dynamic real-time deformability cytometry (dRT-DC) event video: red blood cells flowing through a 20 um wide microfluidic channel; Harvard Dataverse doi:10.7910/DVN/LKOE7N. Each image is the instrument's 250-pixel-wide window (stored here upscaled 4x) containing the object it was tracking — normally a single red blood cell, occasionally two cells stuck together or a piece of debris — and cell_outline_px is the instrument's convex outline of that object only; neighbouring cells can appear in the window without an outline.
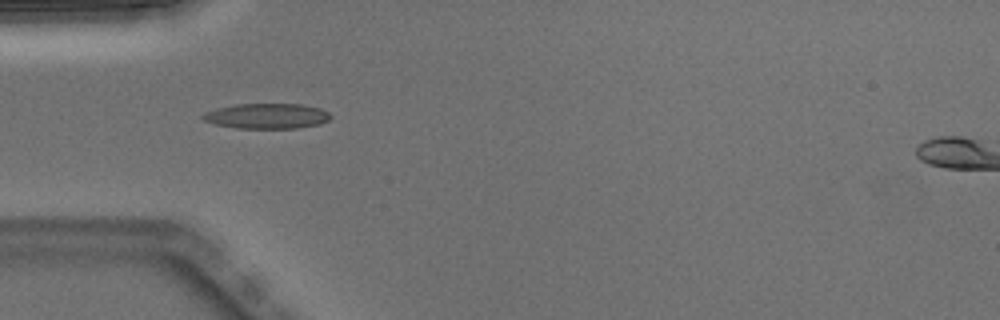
{"species": "Egyptian fruit bat (a non-hibernating species)", "species_latin": "Rousettus aegyptiacus", "temperature_condition": "warm", "stored_images_in_passage": 3, "camera_frame_rate_fps": 3000, "um_per_image_px": 0.085, "animal": {"sex": "male"}, "frame": {"image": 1, "passage_image": 1, "time_ms": 0.0, "image_size_px": [1000, 320], "cell_outline_px": [[332, 116], [328, 120], [320, 124], [296, 128], [236, 128], [216, 124], [204, 120], [200, 116], [204, 112], [216, 108], [236, 104], [304, 104], [320, 108], [328, 112]], "centroid_in_image_um": [22.68, 9.85], "position_along_channel_um": 62.3, "area_um2": 18.84}}